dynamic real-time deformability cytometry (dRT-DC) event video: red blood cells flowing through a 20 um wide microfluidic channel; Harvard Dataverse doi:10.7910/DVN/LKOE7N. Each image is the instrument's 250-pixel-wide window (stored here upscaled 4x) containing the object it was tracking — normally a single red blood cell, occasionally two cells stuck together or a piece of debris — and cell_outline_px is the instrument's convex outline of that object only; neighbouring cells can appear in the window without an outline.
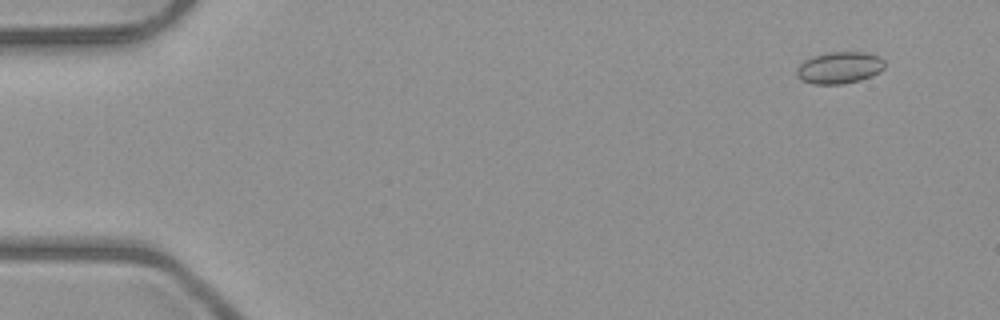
{"species": "common noctule bat (a hibernating species)", "species_latin": "Nyctalus noctula", "temperature_condition": "room temperature", "stored_images_in_passage": 8, "camera_frame_rate_fps": 3000, "um_per_image_px": 0.085, "animal": {"sex": "male", "body_mass_g": 23.1, "forearm_length_mm": 52.7}, "frame": {"image": 1, "passage_image": 2, "time_ms": 1.333, "image_size_px": [1000, 320], "cell_outline_px": [[884, 68], [880, 72], [872, 76], [860, 80], [840, 84], [816, 84], [800, 80], [796, 76], [796, 68], [804, 60], [828, 52], [864, 52], [880, 56], [884, 60]], "centroid_in_image_um": [71.36, 5.75], "position_along_channel_um": 13.6, "area_um2": 16.36}}
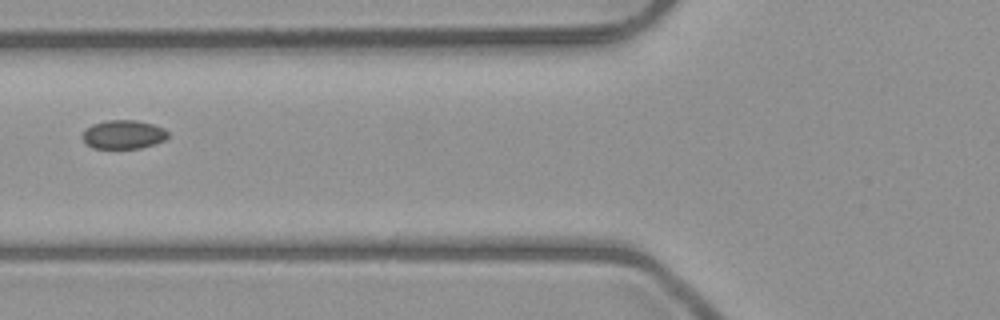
{"frame": {"image": 2, "passage_image": 7, "time_ms": 7.0, "image_size_px": [1000, 320], "cell_outline_px": [[168, 136], [164, 140], [140, 148], [92, 148], [84, 140], [84, 132], [92, 124], [104, 120], [136, 120], [152, 124], [164, 128], [168, 132]], "centroid_in_image_um": [10.51, 11.42], "position_along_channel_um": 115.3, "area_um2": 14.1}}
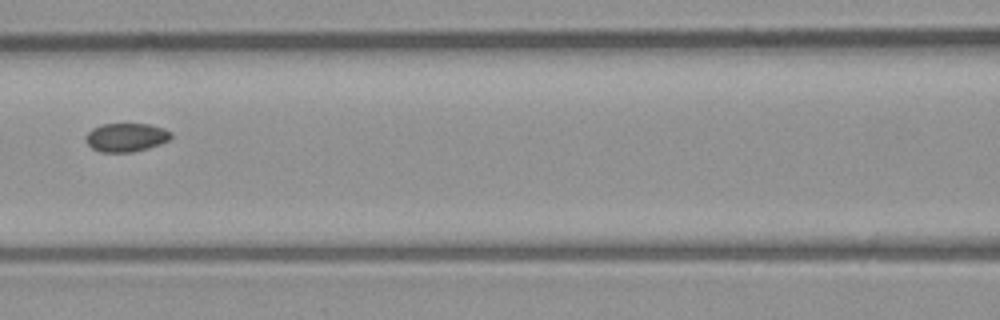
{"frame": {"image": 3, "passage_image": 8, "time_ms": 8.0, "image_size_px": [1000, 320], "cell_outline_px": [[172, 136], [168, 140], [160, 144], [148, 148], [132, 152], [100, 152], [92, 148], [88, 144], [84, 136], [92, 128], [100, 124], [148, 124], [164, 128], [172, 132]], "centroid_in_image_um": [10.71, 11.67], "position_along_channel_um": 155.9, "area_um2": 14.28}}